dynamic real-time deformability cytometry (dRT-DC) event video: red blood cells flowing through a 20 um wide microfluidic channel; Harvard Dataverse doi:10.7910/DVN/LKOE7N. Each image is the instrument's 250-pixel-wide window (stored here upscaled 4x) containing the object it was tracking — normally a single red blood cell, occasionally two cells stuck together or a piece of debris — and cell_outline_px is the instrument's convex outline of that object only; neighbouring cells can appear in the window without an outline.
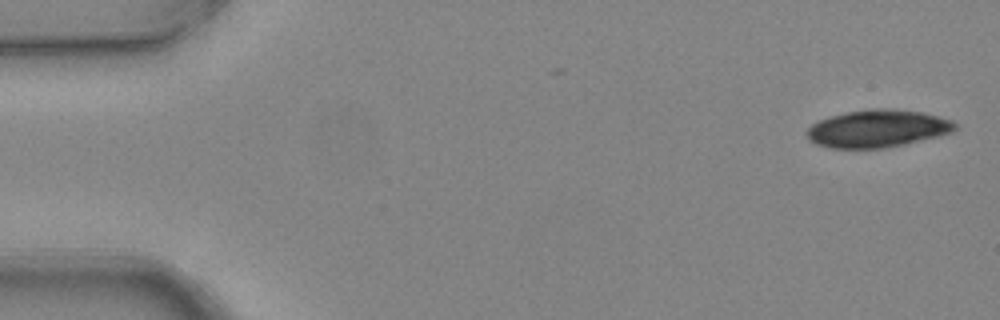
{"species": "common noctule bat (a hibernating species)", "species_latin": "Nyctalus noctula", "temperature_condition": "warm", "stored_images_in_passage": 4, "camera_frame_rate_fps": 3000, "um_per_image_px": 0.085, "animal": {"sex": "female", "body_mass_g": 24.6, "forearm_length_mm": 56.2}, "frame": {"image": 1, "passage_image": 1, "time_ms": 0.0, "image_size_px": [1000, 320], "cell_outline_px": [[956, 128], [952, 132], [940, 136], [904, 144], [884, 148], [832, 148], [816, 144], [808, 140], [804, 132], [812, 124], [820, 120], [832, 116], [848, 112], [872, 108], [888, 108], [920, 112], [952, 120], [956, 124]], "centroid_in_image_um": [74.57, 10.94], "position_along_channel_um": 10.4, "area_um2": 32.31}}
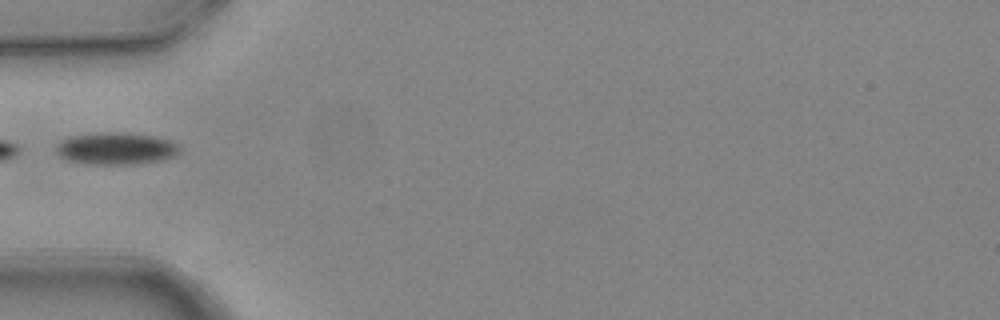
{"frame": {"image": 2, "passage_image": 4, "time_ms": 1.0, "image_size_px": [1000, 320], "cell_outline_px": [[180, 152], [172, 156], [160, 160], [140, 164], [92, 164], [68, 160], [60, 156], [56, 152], [56, 144], [72, 136], [100, 132], [124, 132], [152, 136], [168, 140], [176, 144], [180, 148]], "centroid_in_image_um": [9.85, 12.62], "position_along_channel_um": 75.1, "area_um2": 22.89}}